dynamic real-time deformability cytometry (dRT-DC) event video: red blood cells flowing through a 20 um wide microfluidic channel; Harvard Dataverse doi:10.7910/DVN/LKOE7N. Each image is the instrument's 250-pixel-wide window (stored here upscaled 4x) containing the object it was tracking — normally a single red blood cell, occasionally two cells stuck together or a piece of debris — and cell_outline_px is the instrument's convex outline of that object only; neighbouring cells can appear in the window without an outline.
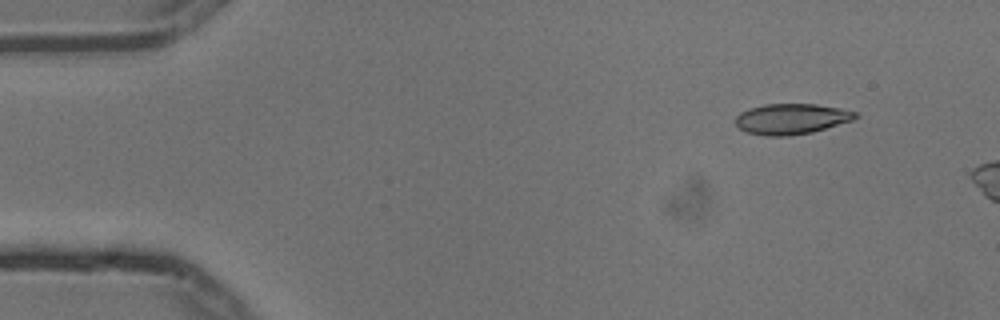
{"species": "common noctule bat (a hibernating species)", "species_latin": "Nyctalus noctula", "temperature_condition": "cold", "stored_images_in_passage": 4, "camera_frame_rate_fps": 3000, "um_per_image_px": 0.085, "animal": {"sex": "male", "body_mass_g": 13.3}, "frame": {"image": 1, "passage_image": 1, "time_ms": 0.0, "image_size_px": [1000, 320], "cell_outline_px": [[860, 116], [852, 120], [812, 132], [788, 136], [764, 136], [748, 132], [740, 128], [736, 124], [736, 116], [740, 112], [748, 108], [764, 104], [816, 104], [840, 108], [856, 112]], "centroid_in_image_um": [67.26, 10.1], "position_along_channel_um": 17.7, "area_um2": 21.33}}